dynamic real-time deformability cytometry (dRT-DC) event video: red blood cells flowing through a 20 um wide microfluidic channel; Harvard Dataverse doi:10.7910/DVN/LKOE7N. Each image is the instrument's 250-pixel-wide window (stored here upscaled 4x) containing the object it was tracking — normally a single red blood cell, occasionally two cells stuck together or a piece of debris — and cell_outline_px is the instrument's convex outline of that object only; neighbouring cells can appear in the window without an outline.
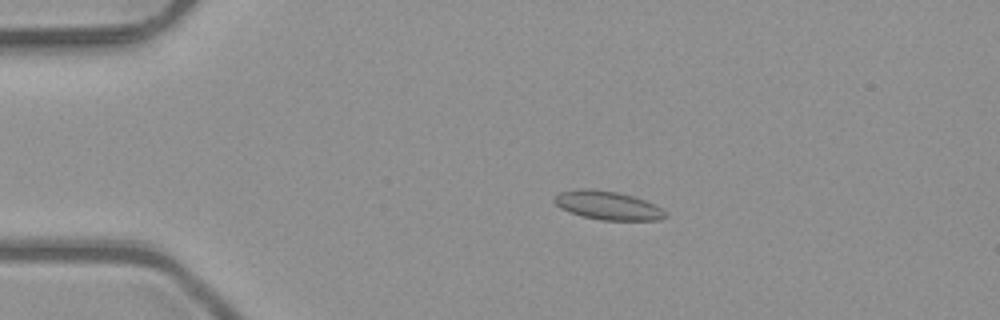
{"species": "common noctule bat (a hibernating species)", "species_latin": "Nyctalus noctula", "temperature_condition": "room temperature", "stored_images_in_passage": 8, "camera_frame_rate_fps": 3000, "um_per_image_px": 0.085, "animal": {"sex": "male", "body_mass_g": 23.1, "forearm_length_mm": 52.7}, "frame": {"image": 1, "passage_image": 3, "time_ms": 0.667, "image_size_px": [1000, 320], "cell_outline_px": [[668, 216], [660, 220], [600, 220], [568, 212], [560, 208], [552, 200], [552, 196], [560, 192], [576, 188], [588, 188], [616, 192], [632, 196], [644, 200], [668, 212]], "centroid_in_image_um": [51.61, 17.46], "position_along_channel_um": 33.4, "area_um2": 18.61}}
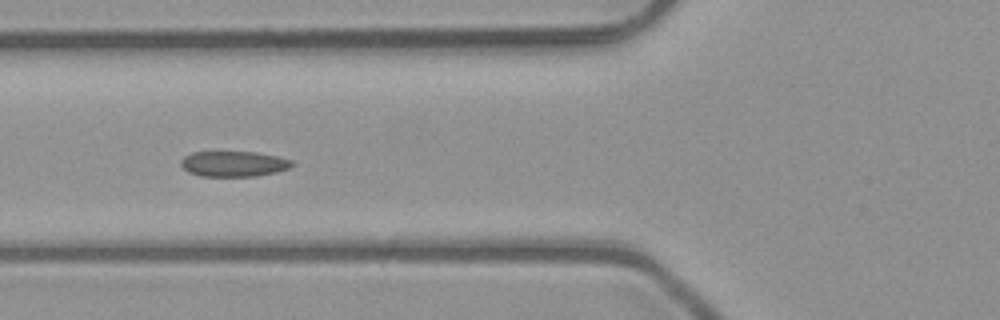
{"frame": {"image": 2, "passage_image": 5, "time_ms": 1.333, "image_size_px": [1000, 320], "cell_outline_px": [[296, 164], [288, 168], [276, 172], [256, 176], [200, 176], [188, 172], [180, 164], [180, 160], [184, 156], [192, 152], [256, 152], [276, 156], [292, 160]], "centroid_in_image_um": [19.86, 13.92], "position_along_channel_um": 105.9, "area_um2": 16.53}}
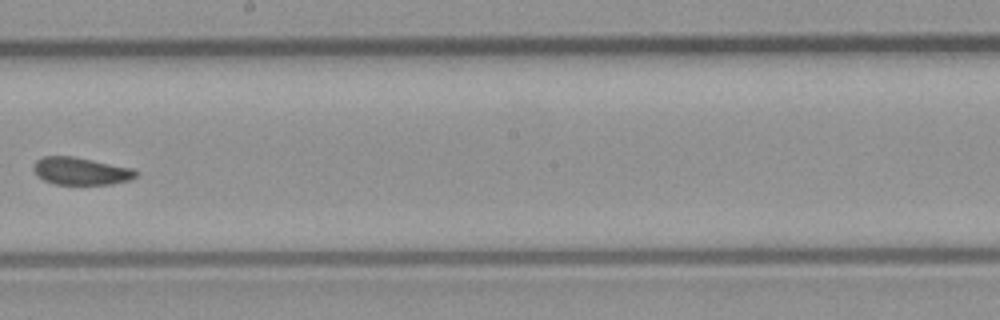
{"frame": {"image": 3, "passage_image": 8, "time_ms": 2.333, "image_size_px": [1000, 320], "cell_outline_px": [[136, 176], [128, 180], [112, 184], [56, 184], [44, 180], [36, 176], [32, 168], [32, 164], [36, 160], [44, 156], [72, 156], [132, 168], [136, 172]], "centroid_in_image_um": [6.8, 14.54], "position_along_channel_um": 241.4, "area_um2": 16.3}}